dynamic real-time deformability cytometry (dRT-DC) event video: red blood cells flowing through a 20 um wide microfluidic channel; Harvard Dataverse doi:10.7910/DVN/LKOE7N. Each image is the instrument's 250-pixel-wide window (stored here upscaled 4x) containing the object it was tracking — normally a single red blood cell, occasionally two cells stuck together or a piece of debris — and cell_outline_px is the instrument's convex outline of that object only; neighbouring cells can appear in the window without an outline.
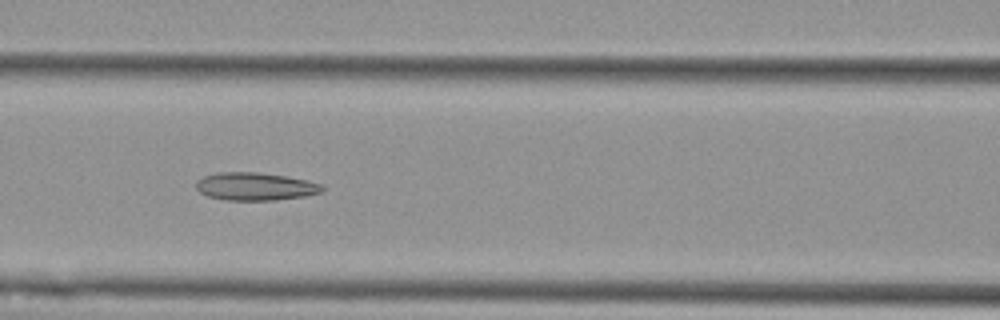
{"species": "Egyptian fruit bat (a non-hibernating species)", "species_latin": "Rousettus aegyptiacus", "temperature_condition": "cold", "stored_images_in_passage": 8, "camera_frame_rate_fps": 3000, "um_per_image_px": 0.085, "animal": {"sex": "female"}, "frame": {"image": 1, "passage_image": 7, "time_ms": 7.667, "image_size_px": [1000, 320], "cell_outline_px": [[324, 192], [304, 196], [276, 200], [224, 200], [208, 196], [200, 192], [196, 188], [196, 180], [204, 176], [220, 172], [260, 172], [288, 176], [308, 180], [324, 184]], "centroid_in_image_um": [21.74, 15.84], "position_along_channel_um": 144.9, "area_um2": 20.75}}
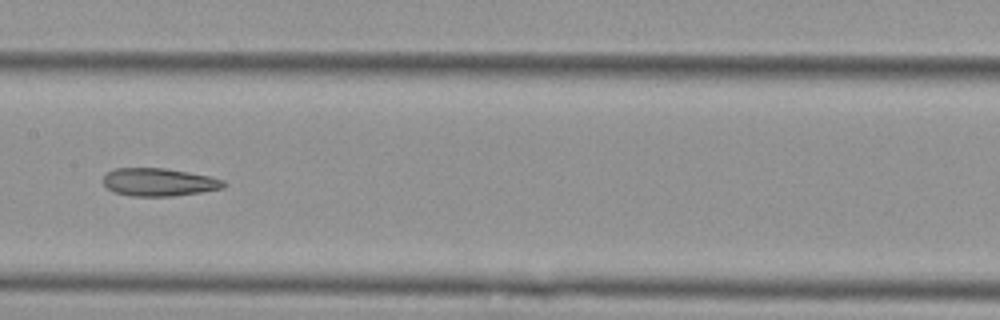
{"frame": {"image": 2, "passage_image": 8, "time_ms": 9.0, "image_size_px": [1000, 320], "cell_outline_px": [[228, 184], [224, 188], [200, 192], [172, 196], [132, 196], [116, 192], [108, 188], [104, 184], [104, 176], [108, 172], [116, 168], [164, 168], [188, 172], [208, 176], [224, 180]], "centroid_in_image_um": [13.54, 15.48], "position_along_channel_um": 193.9, "area_um2": 19.42}}